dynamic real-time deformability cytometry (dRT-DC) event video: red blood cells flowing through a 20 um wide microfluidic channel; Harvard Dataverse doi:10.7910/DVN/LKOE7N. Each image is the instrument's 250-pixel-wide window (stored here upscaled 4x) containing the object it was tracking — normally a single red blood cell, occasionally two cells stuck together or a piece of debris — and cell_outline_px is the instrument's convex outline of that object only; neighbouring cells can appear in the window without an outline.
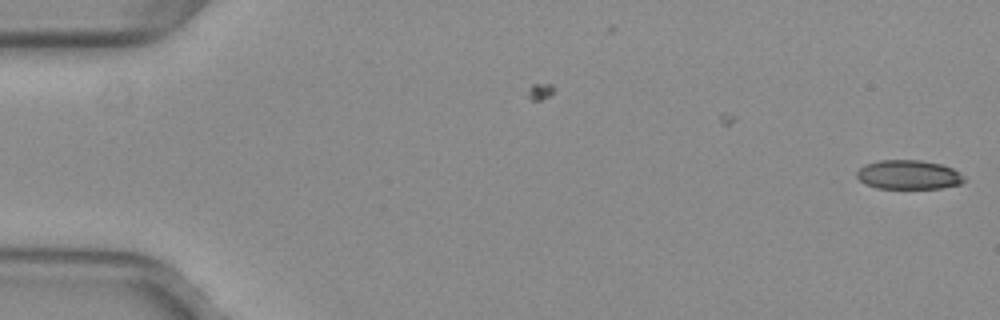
{"species": "common noctule bat (a hibernating species)", "species_latin": "Nyctalus noctula", "temperature_condition": "warm", "stored_images_in_passage": 2, "camera_frame_rate_fps": 3000, "um_per_image_px": 0.085, "animal": {"sex": "female", "body_mass_g": 29.2, "forearm_length_mm": 56.3}, "frame": {"image": 1, "passage_image": 2, "time_ms": 0.333, "image_size_px": [1000, 320], "cell_outline_px": [[964, 180], [960, 184], [940, 188], [876, 188], [864, 184], [856, 176], [856, 172], [864, 164], [880, 160], [920, 160], [940, 164], [952, 168], [960, 172], [964, 176]], "centroid_in_image_um": [77.2, 14.85], "position_along_channel_um": 7.8, "area_um2": 18.26}}